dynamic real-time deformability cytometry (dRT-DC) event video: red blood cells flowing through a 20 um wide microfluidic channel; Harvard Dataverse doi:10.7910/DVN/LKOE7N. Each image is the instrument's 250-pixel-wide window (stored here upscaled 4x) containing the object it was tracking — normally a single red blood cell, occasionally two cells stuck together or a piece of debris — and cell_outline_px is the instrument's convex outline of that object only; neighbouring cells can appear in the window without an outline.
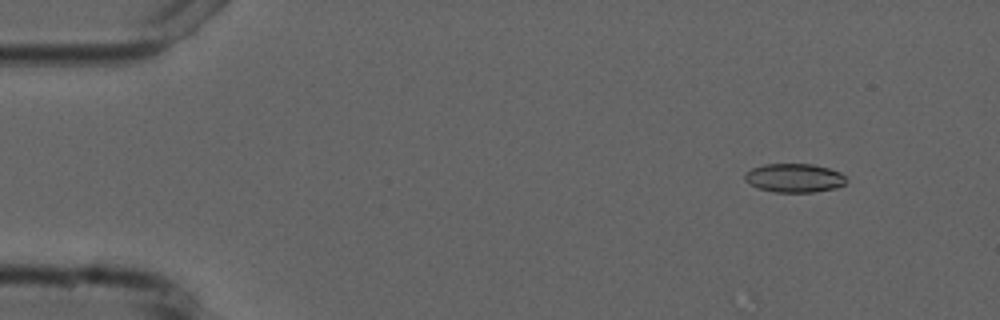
{"species": "common noctule bat (a hibernating species)", "species_latin": "Nyctalus noctula", "temperature_condition": "cold", "stored_images_in_passage": 5, "camera_frame_rate_fps": 3000, "um_per_image_px": 0.085, "animal": {"sex": "male", "forearm_length_mm": 52.5}, "frame": {"image": 1, "passage_image": 2, "time_ms": 1.333, "image_size_px": [1000, 320], "cell_outline_px": [[848, 180], [844, 184], [836, 188], [812, 192], [776, 192], [756, 188], [744, 180], [744, 176], [752, 168], [764, 164], [812, 164], [828, 168], [840, 172]], "centroid_in_image_um": [67.51, 15.13], "position_along_channel_um": 17.5, "area_um2": 16.99}}